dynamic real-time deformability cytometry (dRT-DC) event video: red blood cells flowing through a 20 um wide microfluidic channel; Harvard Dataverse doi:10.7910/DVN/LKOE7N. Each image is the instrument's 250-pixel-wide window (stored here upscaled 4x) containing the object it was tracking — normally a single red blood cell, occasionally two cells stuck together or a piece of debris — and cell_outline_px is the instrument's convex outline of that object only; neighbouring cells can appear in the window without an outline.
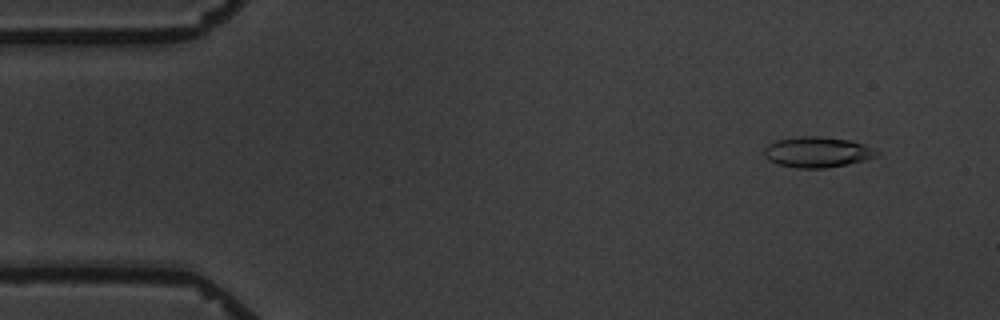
{"species": "common noctule bat (a hibernating species)", "species_latin": "Nyctalus noctula", "temperature_condition": "warm", "stored_images_in_passage": 5, "camera_frame_rate_fps": 3000, "um_per_image_px": 0.085, "animal": {"sex": "male", "body_mass_g": 19.5, "forearm_length_mm": 54.6}, "frame": {"image": 1, "passage_image": 2, "time_ms": 1.333, "image_size_px": [1000, 320], "cell_outline_px": [[880, 156], [848, 164], [828, 168], [796, 168], [780, 164], [768, 160], [764, 156], [764, 148], [768, 144], [776, 140], [800, 136], [820, 136], [848, 140], [864, 144], [880, 152]], "centroid_in_image_um": [69.48, 12.93], "position_along_channel_um": 15.5, "area_um2": 20.17}}